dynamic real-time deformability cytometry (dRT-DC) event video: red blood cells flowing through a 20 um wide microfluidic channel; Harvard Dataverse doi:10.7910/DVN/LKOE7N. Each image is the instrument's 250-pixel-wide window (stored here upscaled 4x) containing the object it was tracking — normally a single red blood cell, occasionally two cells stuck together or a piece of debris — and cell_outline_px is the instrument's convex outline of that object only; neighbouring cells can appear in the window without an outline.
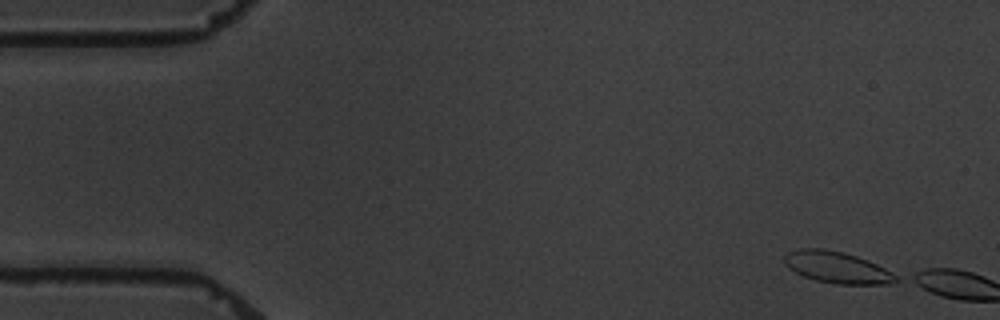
{"species": "common noctule bat (a hibernating species)", "species_latin": "Nyctalus noctula", "temperature_condition": "warm", "stored_images_in_passage": 5, "camera_frame_rate_fps": 3000, "um_per_image_px": 0.085, "animal": {"sex": "male", "body_mass_g": 19.5, "forearm_length_mm": 54.6}, "frame": {"image": 1, "passage_image": 1, "time_ms": 0.0, "image_size_px": [1000, 320], "cell_outline_px": [[900, 280], [892, 284], [836, 284], [816, 280], [804, 276], [788, 268], [784, 264], [784, 256], [788, 252], [800, 248], [820, 248], [844, 252], [856, 256], [876, 264], [900, 276]], "centroid_in_image_um": [71.17, 22.73], "position_along_channel_um": 13.8, "area_um2": 20.58}}
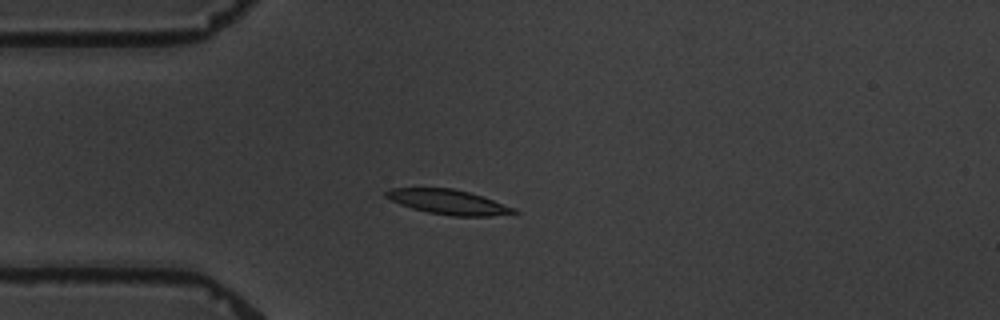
{"frame": {"image": 2, "passage_image": 5, "time_ms": 5.667, "image_size_px": [1000, 320], "cell_outline_px": [[520, 212], [492, 216], [452, 216], [428, 212], [412, 208], [400, 204], [384, 196], [384, 192], [388, 188], [452, 188], [468, 192], [516, 208]], "centroid_in_image_um": [38.08, 17.17], "position_along_channel_um": 46.9, "area_um2": 18.26}}